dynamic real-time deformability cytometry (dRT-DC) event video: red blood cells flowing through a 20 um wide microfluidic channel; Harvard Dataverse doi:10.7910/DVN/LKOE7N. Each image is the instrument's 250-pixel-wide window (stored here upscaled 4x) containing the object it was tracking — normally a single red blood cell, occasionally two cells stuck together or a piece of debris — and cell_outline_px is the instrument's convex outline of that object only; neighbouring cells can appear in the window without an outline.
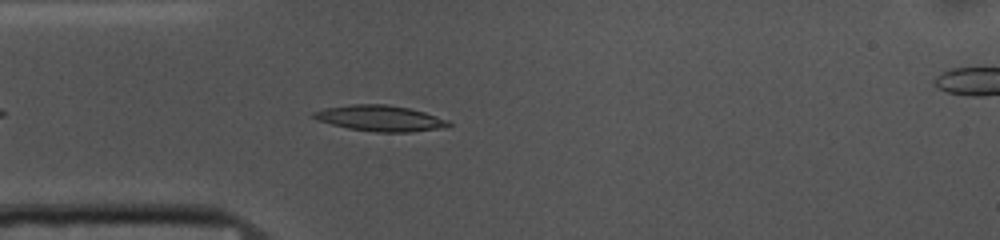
{"species": "common noctule bat (a hibernating species)", "species_latin": "Nyctalus noctula", "temperature_condition": "cold", "stored_images_in_passage": 19, "camera_frame_rate_fps": 3000, "um_per_image_px": 0.085, "animal": {"sex": "female", "body_mass_g": 10.0, "forearm_length_mm": 53.1}, "frame": {"image": 1, "passage_image": 5, "time_ms": 1.333, "image_size_px": [1000, 240], "cell_outline_px": [[452, 124], [444, 128], [412, 132], [376, 132], [348, 128], [316, 120], [312, 116], [312, 112], [324, 108], [352, 104], [388, 104], [408, 108], [424, 112], [448, 120]], "centroid_in_image_um": [32.31, 10.05], "position_along_channel_um": 52.7, "area_um2": 20.35}}
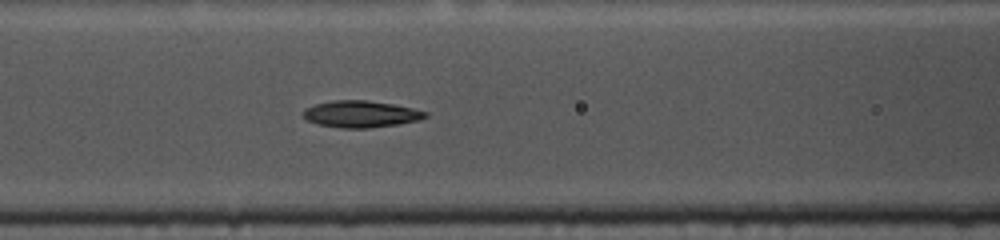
{"frame": {"image": 2, "passage_image": 12, "time_ms": 3.667, "image_size_px": [1000, 240], "cell_outline_px": [[428, 116], [420, 120], [396, 124], [368, 128], [344, 128], [320, 124], [308, 120], [304, 116], [304, 112], [308, 108], [316, 104], [332, 100], [368, 100], [392, 104], [412, 108], [428, 112]], "centroid_in_image_um": [30.73, 9.69], "position_along_channel_um": 135.9, "area_um2": 18.67}}
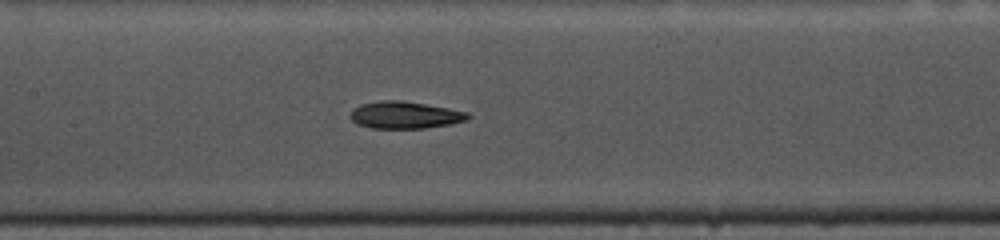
{"frame": {"image": 3, "passage_image": 15, "time_ms": 4.667, "image_size_px": [1000, 240], "cell_outline_px": [[472, 116], [468, 120], [448, 124], [424, 128], [372, 128], [356, 124], [348, 116], [352, 108], [360, 104], [380, 100], [400, 100], [448, 108], [468, 112]], "centroid_in_image_um": [34.37, 9.77], "position_along_channel_um": 173.0, "area_um2": 18.67}}